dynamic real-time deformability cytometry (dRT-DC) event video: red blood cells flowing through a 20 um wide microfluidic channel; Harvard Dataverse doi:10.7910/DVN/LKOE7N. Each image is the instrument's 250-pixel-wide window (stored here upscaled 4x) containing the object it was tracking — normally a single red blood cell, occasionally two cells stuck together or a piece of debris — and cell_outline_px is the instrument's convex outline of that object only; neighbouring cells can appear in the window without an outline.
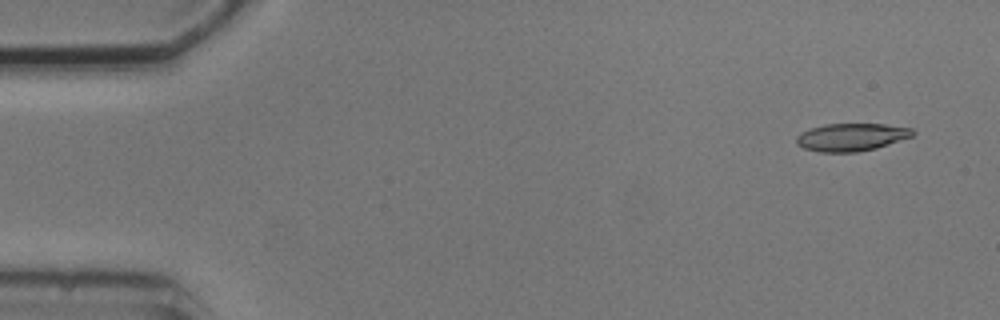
{"species": "common noctule bat (a hibernating species)", "species_latin": "Nyctalus noctula", "temperature_condition": "cold", "stored_images_in_passage": 4, "camera_frame_rate_fps": 3000, "um_per_image_px": 0.085, "animal": {"sex": "male", "body_mass_g": 20.5, "forearm_length_mm": 52.5}, "frame": {"image": 1, "passage_image": 1, "time_ms": 0.0, "image_size_px": [1000, 320], "cell_outline_px": [[916, 132], [912, 136], [876, 148], [856, 152], [820, 152], [804, 148], [796, 144], [796, 136], [800, 132], [824, 124], [884, 124], [912, 128]], "centroid_in_image_um": [72.35, 11.65], "position_along_channel_um": 12.7, "area_um2": 18.73}}